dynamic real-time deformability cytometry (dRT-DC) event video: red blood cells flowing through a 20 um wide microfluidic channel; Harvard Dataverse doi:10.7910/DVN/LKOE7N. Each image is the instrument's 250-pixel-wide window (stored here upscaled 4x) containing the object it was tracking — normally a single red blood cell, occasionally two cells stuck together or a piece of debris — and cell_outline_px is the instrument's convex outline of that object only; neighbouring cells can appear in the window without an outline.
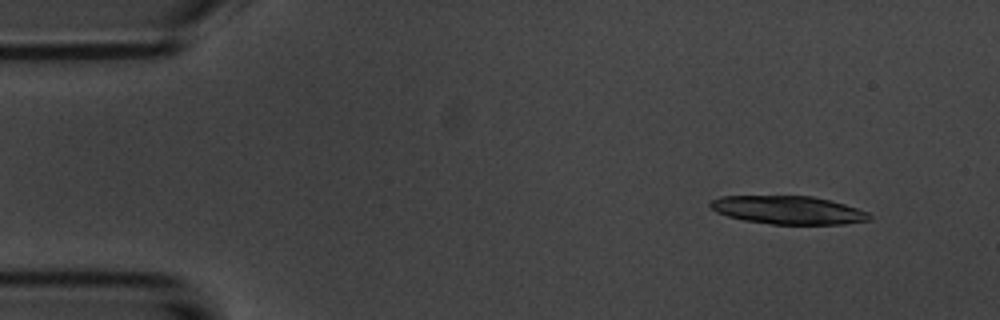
{"species": "common noctule bat (a hibernating species)", "species_latin": "Nyctalus noctula", "temperature_condition": "room temperature", "stored_images_in_passage": 5, "camera_frame_rate_fps": 3000, "um_per_image_px": 0.085, "animal": {"sex": "male", "body_mass_g": 20.1, "forearm_length_mm": 53.5}, "frame": {"image": 1, "passage_image": 2, "time_ms": 1.0, "image_size_px": [1000, 320], "cell_outline_px": [[872, 220], [844, 224], [772, 224], [744, 220], [728, 216], [716, 212], [708, 204], [712, 200], [720, 196], [812, 196], [844, 204], [868, 212], [872, 216]], "centroid_in_image_um": [67.01, 17.86], "position_along_channel_um": 18.0, "area_um2": 26.07}}